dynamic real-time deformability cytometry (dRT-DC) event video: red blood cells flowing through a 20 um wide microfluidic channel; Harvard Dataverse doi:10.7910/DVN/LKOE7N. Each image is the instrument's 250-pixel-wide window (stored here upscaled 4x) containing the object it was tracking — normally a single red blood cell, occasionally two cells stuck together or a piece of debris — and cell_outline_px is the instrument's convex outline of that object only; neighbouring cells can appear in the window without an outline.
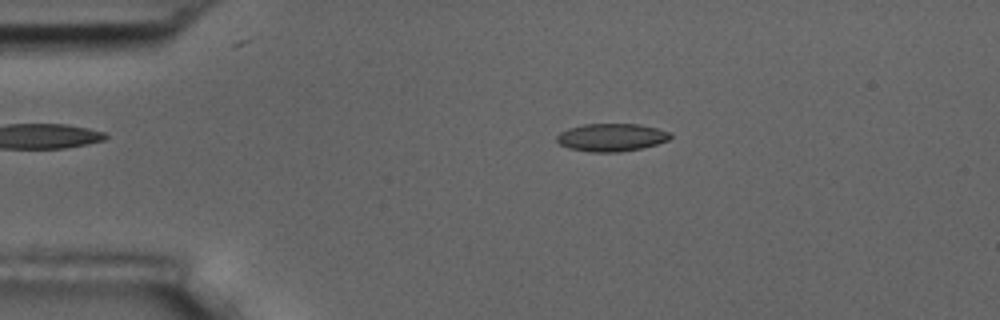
{"species": "common noctule bat (a hibernating species)", "species_latin": "Nyctalus noctula", "temperature_condition": "room temperature", "stored_images_in_passage": 5, "camera_frame_rate_fps": 3000, "um_per_image_px": 0.085, "animal": {"sex": "male", "body_mass_g": 17.5, "forearm_length_mm": 52.3}, "frame": {"image": 1, "passage_image": 3, "time_ms": 2.333, "image_size_px": [1000, 320], "cell_outline_px": [[672, 136], [668, 140], [656, 144], [640, 148], [620, 152], [588, 152], [568, 148], [560, 144], [556, 140], [556, 136], [560, 132], [568, 128], [584, 124], [640, 124], [672, 132]], "centroid_in_image_um": [51.96, 11.67], "position_along_channel_um": 33.0, "area_um2": 18.5}}
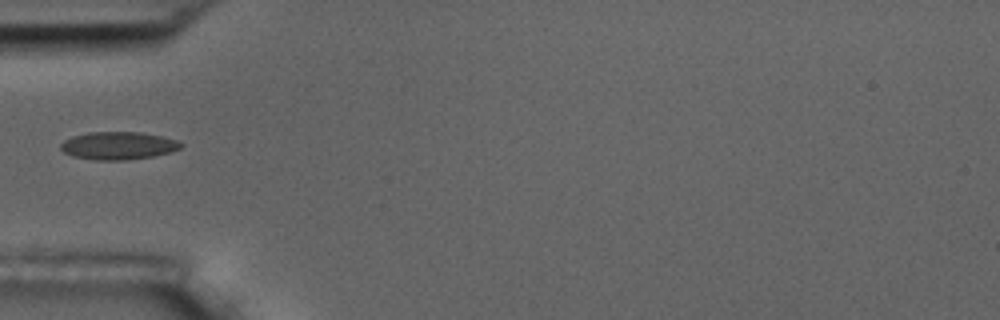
{"frame": {"image": 2, "passage_image": 5, "time_ms": 4.667, "image_size_px": [1000, 320], "cell_outline_px": [[184, 144], [180, 148], [172, 152], [152, 156], [124, 160], [92, 160], [72, 156], [64, 152], [60, 148], [60, 144], [64, 140], [72, 136], [88, 132], [140, 132], [160, 136], [176, 140]], "centroid_in_image_um": [10.02, 12.38], "position_along_channel_um": 75.0, "area_um2": 19.48}}